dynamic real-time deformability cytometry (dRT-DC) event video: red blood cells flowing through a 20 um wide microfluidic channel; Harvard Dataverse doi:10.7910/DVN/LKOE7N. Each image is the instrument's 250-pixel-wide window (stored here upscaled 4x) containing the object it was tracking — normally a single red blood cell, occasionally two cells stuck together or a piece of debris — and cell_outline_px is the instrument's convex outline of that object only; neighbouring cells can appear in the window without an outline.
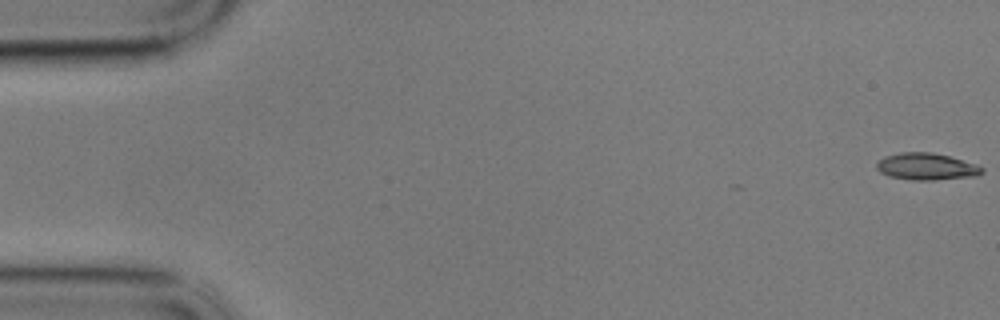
{"species": "common noctule bat (a hibernating species)", "species_latin": "Nyctalus noctula", "temperature_condition": "cold", "stored_images_in_passage": 59, "camera_frame_rate_fps": 3000, "um_per_image_px": 0.085, "animal": {"sex": "male", "body_mass_g": 17.9}, "frame": {"image": 1, "passage_image": 1, "time_ms": 0.0, "image_size_px": [1000, 320], "cell_outline_px": [[984, 172], [976, 176], [936, 180], [912, 180], [888, 176], [880, 172], [876, 168], [876, 164], [884, 156], [900, 152], [932, 152], [948, 156], [976, 164], [984, 168]], "centroid_in_image_um": [78.74, 14.16], "position_along_channel_um": 6.3, "area_um2": 16.59}}
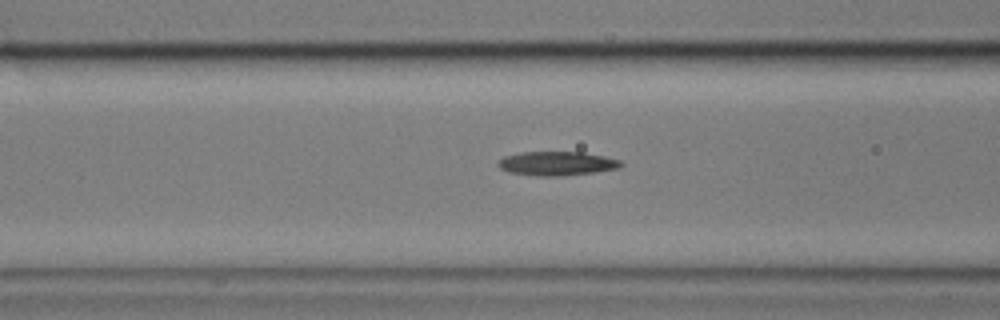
{"frame": {"image": 2, "passage_image": 23, "time_ms": 7.333, "image_size_px": [1000, 320], "cell_outline_px": [[624, 164], [620, 168], [596, 172], [564, 176], [536, 176], [508, 172], [500, 168], [496, 164], [504, 156], [520, 152], [580, 152], [604, 156], [620, 160]], "centroid_in_image_um": [47.34, 13.9], "position_along_channel_um": 119.3, "area_um2": 17.34}}
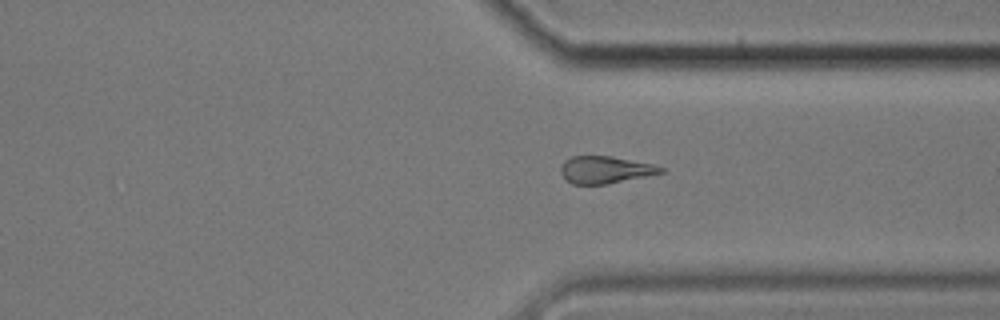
{"frame": {"image": 3, "passage_image": 44, "time_ms": 14.333, "image_size_px": [1000, 320], "cell_outline_px": [[664, 172], [648, 176], [604, 184], [572, 184], [564, 180], [560, 172], [560, 168], [564, 160], [572, 156], [612, 156], [652, 164], [664, 168]], "centroid_in_image_um": [51.4, 14.43], "position_along_channel_um": 360.0, "area_um2": 15.9}, "authors_computed_cell_mechanics": {"area_um2": 16.7042, "velocity_mm_per_s": 3.4386, "shape_relaxation_time_tau1_ms": 3.9758, "shape_relaxation_time_tau2_ms": 6.0058, "deformation_change_tau1": 0.1635, "deformation_change_tau2": 0.179}}